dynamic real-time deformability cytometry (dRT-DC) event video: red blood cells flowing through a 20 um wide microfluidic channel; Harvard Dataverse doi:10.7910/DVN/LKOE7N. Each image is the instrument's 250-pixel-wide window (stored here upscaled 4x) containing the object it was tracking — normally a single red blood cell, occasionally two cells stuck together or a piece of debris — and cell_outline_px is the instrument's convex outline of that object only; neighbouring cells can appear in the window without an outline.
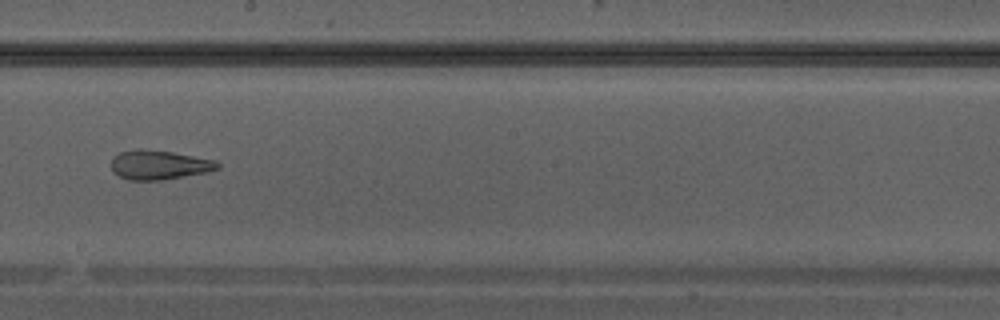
{"species": "Egyptian fruit bat (a non-hibernating species)", "species_latin": "Rousettus aegyptiacus", "temperature_condition": "warm", "stored_images_in_passage": 35, "camera_frame_rate_fps": 3000, "um_per_image_px": 0.085, "animal": {"sex": "male"}, "frame": {"image": 1, "passage_image": 20, "time_ms": 6.333, "image_size_px": [1000, 320], "cell_outline_px": [[220, 168], [208, 172], [160, 180], [128, 180], [112, 172], [112, 156], [120, 152], [136, 148], [140, 148], [172, 152], [216, 160], [220, 164]], "centroid_in_image_um": [13.51, 14.0], "position_along_channel_um": 234.7, "area_um2": 18.26}}